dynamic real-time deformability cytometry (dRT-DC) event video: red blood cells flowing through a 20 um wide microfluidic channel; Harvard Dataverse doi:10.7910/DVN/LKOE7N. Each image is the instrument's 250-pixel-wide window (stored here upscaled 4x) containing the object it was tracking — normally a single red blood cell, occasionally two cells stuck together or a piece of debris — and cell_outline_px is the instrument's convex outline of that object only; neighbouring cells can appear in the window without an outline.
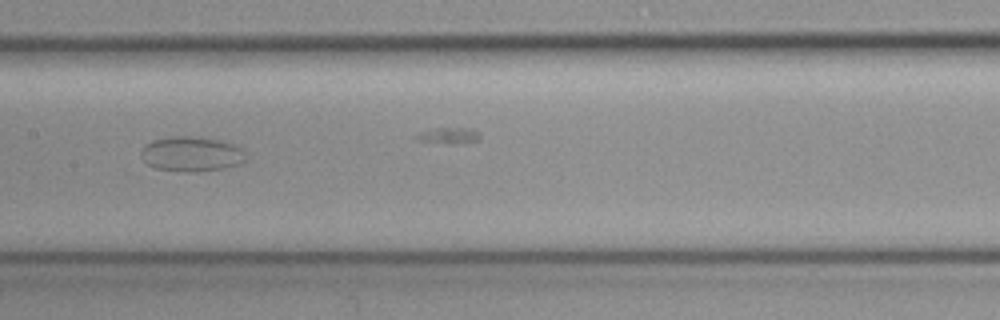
{"species": "common noctule bat (a hibernating species)", "species_latin": "Nyctalus noctula", "temperature_condition": "cold", "stored_images_in_passage": 6, "camera_frame_rate_fps": 3000, "um_per_image_px": 0.085, "animal": {"sex": "female", "body_mass_g": 19.3, "forearm_length_mm": 54.1}, "frame": {"image": 1, "passage_image": 6, "time_ms": 1.667, "image_size_px": [1000, 320], "cell_outline_px": [[244, 160], [240, 164], [224, 168], [196, 172], [188, 172], [156, 168], [148, 164], [140, 156], [140, 148], [144, 144], [152, 140], [172, 136], [192, 136], [220, 140], [236, 144], [244, 148]], "centroid_in_image_um": [16.26, 13.08], "position_along_channel_um": 191.1, "area_um2": 21.56}}